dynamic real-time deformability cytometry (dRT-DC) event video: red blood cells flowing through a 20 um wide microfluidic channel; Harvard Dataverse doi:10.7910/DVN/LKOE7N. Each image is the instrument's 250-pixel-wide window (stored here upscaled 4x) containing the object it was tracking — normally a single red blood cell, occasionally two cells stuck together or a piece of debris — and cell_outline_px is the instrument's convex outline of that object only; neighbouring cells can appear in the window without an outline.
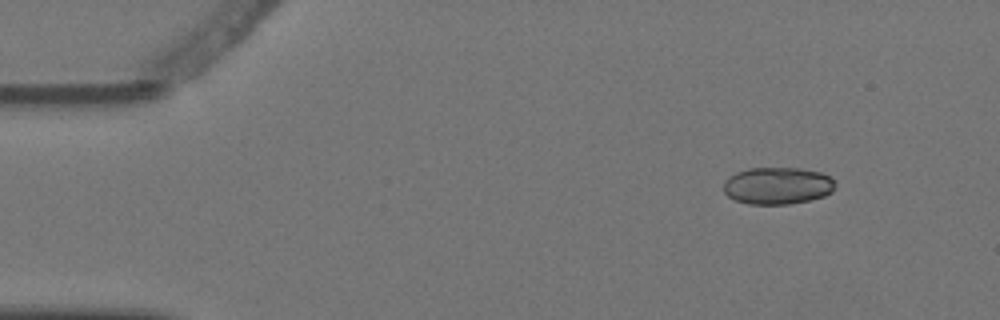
{"species": "Egyptian fruit bat (a non-hibernating species)", "species_latin": "Rousettus aegyptiacus", "temperature_condition": "warm", "stored_images_in_passage": 8, "camera_frame_rate_fps": 3000, "um_per_image_px": 0.085, "animal": {"sex": "female"}, "frame": {"image": 1, "passage_image": 1, "time_ms": 0.0, "image_size_px": [1000, 320], "cell_outline_px": [[832, 192], [824, 196], [808, 200], [788, 204], [748, 204], [736, 200], [728, 196], [724, 192], [724, 180], [728, 176], [736, 172], [748, 168], [800, 168], [820, 172], [828, 176], [832, 180]], "centroid_in_image_um": [66.03, 15.78], "position_along_channel_um": 19.0, "area_um2": 23.99}}
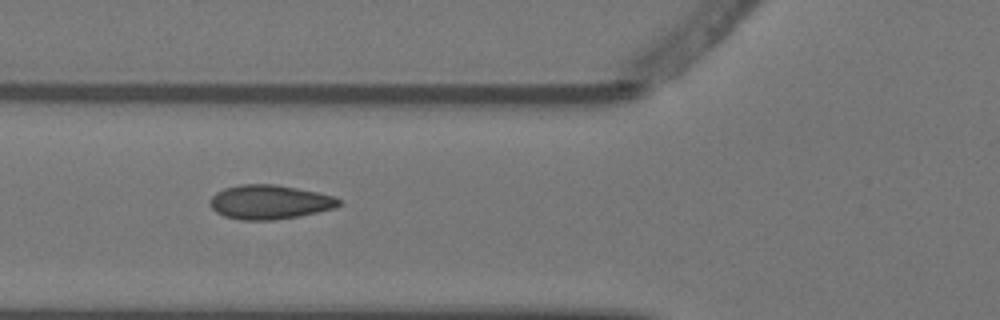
{"frame": {"image": 2, "passage_image": 5, "time_ms": 1.333, "image_size_px": [1000, 320], "cell_outline_px": [[340, 204], [336, 208], [296, 216], [272, 220], [240, 220], [224, 216], [216, 212], [208, 204], [208, 200], [216, 192], [224, 188], [240, 184], [272, 184], [296, 188], [336, 196], [340, 200]], "centroid_in_image_um": [22.87, 17.17], "position_along_channel_um": 102.9, "area_um2": 25.66}}
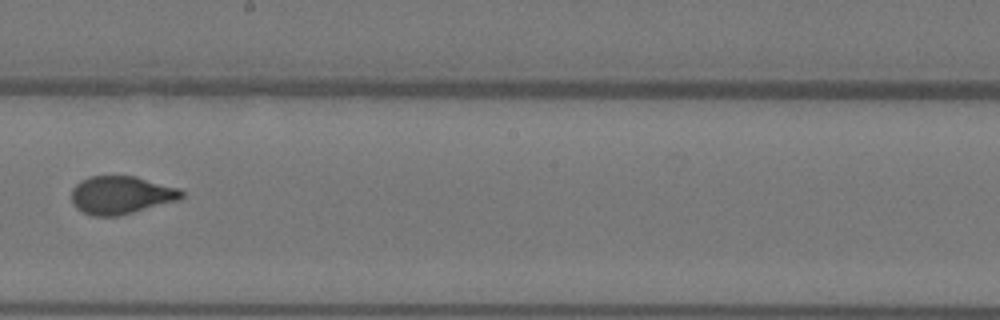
{"frame": {"image": 3, "passage_image": 8, "time_ms": 2.333, "image_size_px": [1000, 320], "cell_outline_px": [[184, 196], [180, 200], [120, 216], [92, 216], [76, 208], [72, 204], [72, 188], [80, 180], [88, 176], [136, 176], [180, 188], [184, 192]], "centroid_in_image_um": [10.31, 16.58], "position_along_channel_um": 237.9, "area_um2": 24.74}}